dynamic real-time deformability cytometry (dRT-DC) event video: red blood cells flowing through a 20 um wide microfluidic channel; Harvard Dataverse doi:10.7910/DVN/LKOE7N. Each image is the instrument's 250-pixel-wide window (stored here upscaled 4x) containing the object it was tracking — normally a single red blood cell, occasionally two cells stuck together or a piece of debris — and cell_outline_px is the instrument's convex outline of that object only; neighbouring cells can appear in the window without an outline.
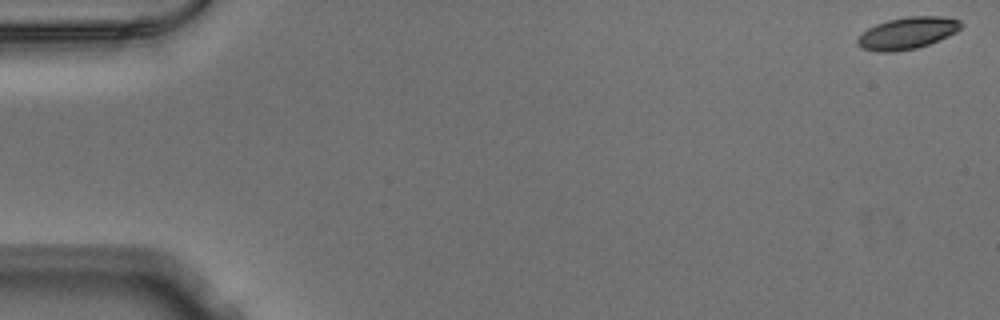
{"species": "Egyptian fruit bat (a non-hibernating species)", "species_latin": "Rousettus aegyptiacus", "temperature_condition": "warm", "stored_images_in_passage": 53, "camera_frame_rate_fps": 3000, "um_per_image_px": 0.085, "animal": {"sex": "male"}, "frame": {"image": 1, "passage_image": 1, "time_ms": 0.0, "image_size_px": [1000, 320], "cell_outline_px": [[964, 24], [956, 32], [948, 36], [928, 44], [916, 48], [896, 52], [876, 52], [860, 48], [856, 44], [856, 40], [868, 28], [876, 24], [888, 20], [908, 16], [944, 16], [960, 20]], "centroid_in_image_um": [77.12, 2.82], "position_along_channel_um": 7.9, "area_um2": 19.36}}
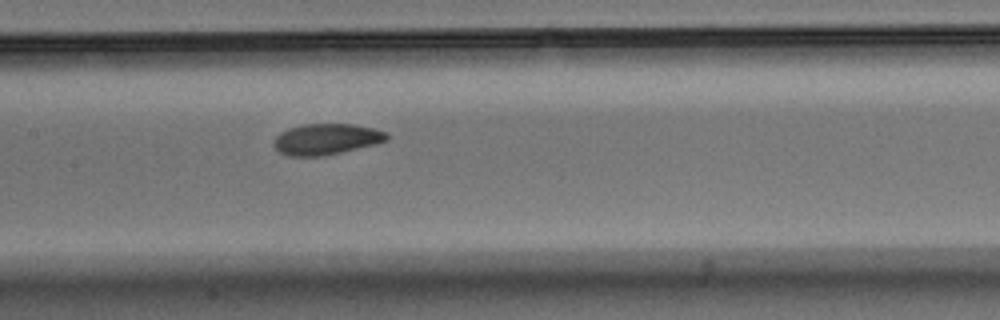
{"frame": {"image": 2, "passage_image": 26, "time_ms": 8.333, "image_size_px": [1000, 320], "cell_outline_px": [[388, 140], [376, 144], [324, 156], [288, 156], [280, 152], [272, 144], [272, 140], [280, 132], [288, 128], [304, 124], [352, 124], [372, 128], [388, 132]], "centroid_in_image_um": [27.72, 11.83], "position_along_channel_um": 179.7, "area_um2": 20.52}}
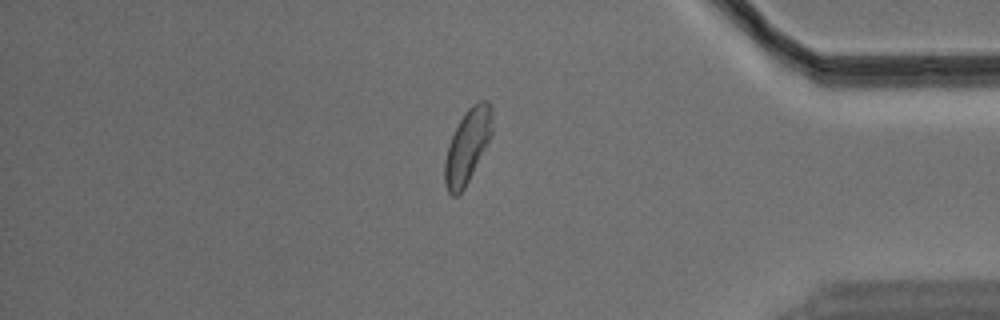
{"frame": {"image": 3, "passage_image": 45, "time_ms": 14.667, "image_size_px": [1000, 320], "cell_outline_px": [[492, 136], [464, 188], [456, 196], [452, 196], [448, 192], [444, 184], [444, 160], [448, 144], [464, 112], [472, 104], [480, 100], [488, 100], [492, 104]], "centroid_in_image_um": [39.74, 12.38], "position_along_channel_um": 395.5, "area_um2": 20.52}}